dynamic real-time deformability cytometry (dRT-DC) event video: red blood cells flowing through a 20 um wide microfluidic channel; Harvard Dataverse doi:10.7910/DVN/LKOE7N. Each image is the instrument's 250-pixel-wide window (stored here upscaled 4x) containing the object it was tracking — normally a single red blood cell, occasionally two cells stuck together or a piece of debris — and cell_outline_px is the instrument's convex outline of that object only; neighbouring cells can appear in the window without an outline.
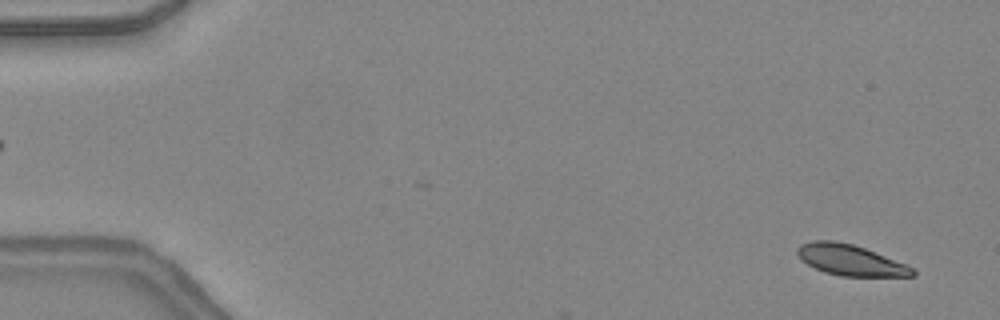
{"species": "common noctule bat (a hibernating species)", "species_latin": "Nyctalus noctula", "temperature_condition": "warm", "stored_images_in_passage": 6, "camera_frame_rate_fps": 3000, "um_per_image_px": 0.085, "animal": {"sex": "female", "body_mass_g": 24.6, "forearm_length_mm": 56.2}, "frame": {"image": 1, "passage_image": 2, "time_ms": 0.333, "image_size_px": [1000, 320], "cell_outline_px": [[916, 276], [840, 276], [824, 272], [800, 260], [796, 252], [796, 248], [800, 244], [812, 240], [832, 240], [852, 244], [864, 248], [904, 264], [912, 268], [916, 272]], "centroid_in_image_um": [72.21, 22.1], "position_along_channel_um": 12.8, "area_um2": 20.52}}